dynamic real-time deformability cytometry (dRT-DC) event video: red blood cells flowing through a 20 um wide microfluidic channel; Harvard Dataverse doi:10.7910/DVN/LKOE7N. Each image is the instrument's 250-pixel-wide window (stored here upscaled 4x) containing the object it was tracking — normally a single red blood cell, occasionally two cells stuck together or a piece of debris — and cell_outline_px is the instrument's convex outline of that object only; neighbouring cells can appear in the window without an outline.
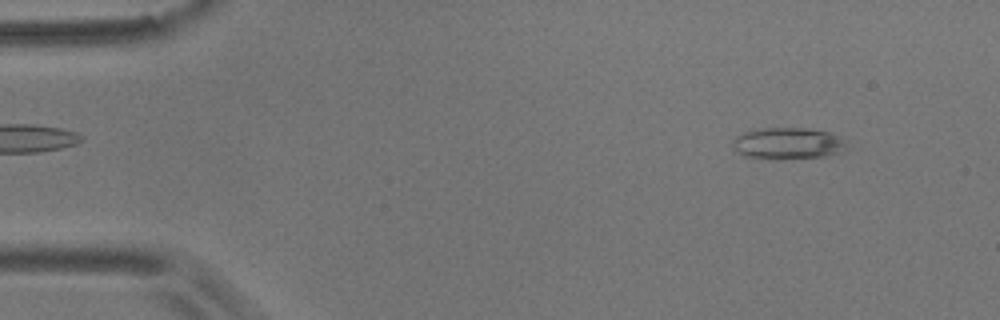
{"species": "common noctule bat (a hibernating species)", "species_latin": "Nyctalus noctula", "temperature_condition": "room temperature", "stored_images_in_passage": 49, "camera_frame_rate_fps": 3000, "um_per_image_px": 0.085, "animal": {"sex": "male", "body_mass_g": 17.9}, "frame": {"image": 1, "passage_image": 5, "time_ms": 1.333, "image_size_px": [1000, 320], "cell_outline_px": [[844, 152], [828, 156], [744, 156], [736, 152], [732, 148], [732, 140], [736, 136], [744, 132], [760, 128], [808, 128], [828, 132], [836, 136], [844, 144]], "centroid_in_image_um": [66.91, 12.14], "position_along_channel_um": 18.1, "area_um2": 19.94}}
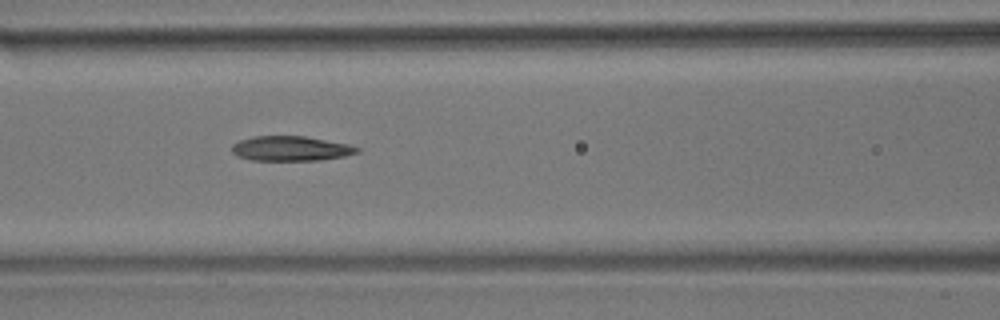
{"frame": {"image": 2, "passage_image": 23, "time_ms": 7.333, "image_size_px": [1000, 320], "cell_outline_px": [[360, 152], [344, 156], [320, 160], [252, 160], [236, 156], [232, 152], [232, 144], [240, 140], [252, 136], [304, 136], [348, 144], [360, 148]], "centroid_in_image_um": [24.7, 12.62], "position_along_channel_um": 141.9, "area_um2": 18.09}}
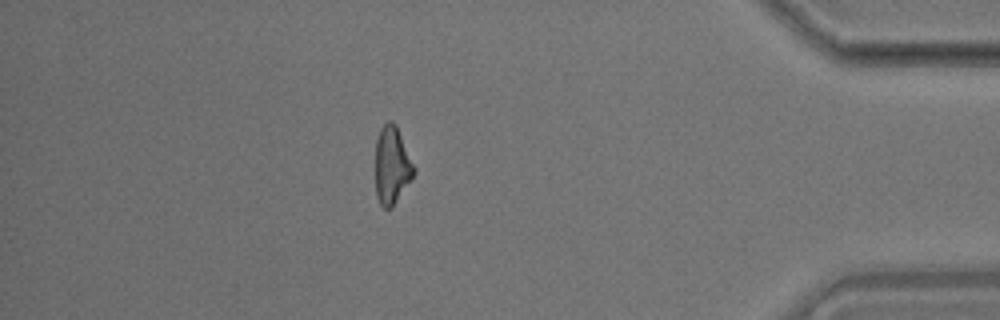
{"frame": {"image": 3, "passage_image": 48, "time_ms": 15.667, "image_size_px": [1000, 320], "cell_outline_px": [[416, 172], [412, 180], [392, 208], [384, 208], [380, 204], [376, 196], [376, 140], [380, 128], [388, 120], [392, 120], [396, 124], [416, 168]], "centroid_in_image_um": [33.33, 14.06], "position_along_channel_um": 401.9, "area_um2": 17.74}}